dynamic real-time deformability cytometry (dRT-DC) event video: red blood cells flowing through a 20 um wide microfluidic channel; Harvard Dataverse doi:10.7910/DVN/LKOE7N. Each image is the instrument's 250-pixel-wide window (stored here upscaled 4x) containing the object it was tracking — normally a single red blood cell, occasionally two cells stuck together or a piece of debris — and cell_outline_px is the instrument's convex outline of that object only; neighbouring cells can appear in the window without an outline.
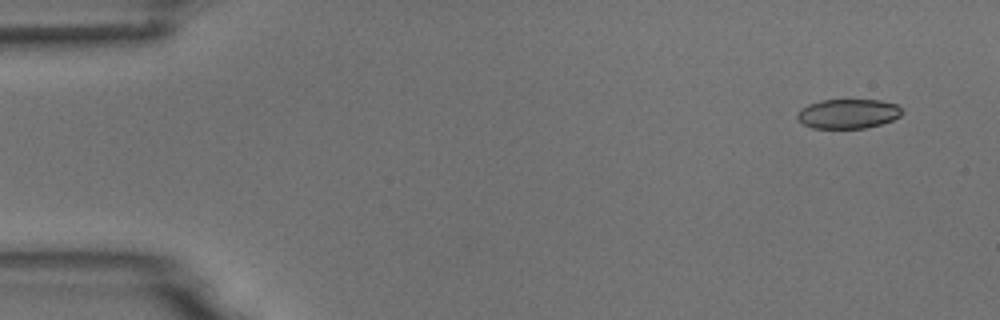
{"species": "common noctule bat (a hibernating species)", "species_latin": "Nyctalus noctula", "temperature_condition": "room temperature", "stored_images_in_passage": 5, "camera_frame_rate_fps": 3000, "um_per_image_px": 0.085, "animal": {"sex": "male", "body_mass_g": 18.8}, "frame": {"image": 1, "passage_image": 1, "time_ms": 0.0, "image_size_px": [1000, 320], "cell_outline_px": [[904, 112], [900, 116], [892, 120], [880, 124], [864, 128], [812, 128], [804, 124], [796, 116], [800, 108], [808, 104], [820, 100], [880, 100], [896, 104]], "centroid_in_image_um": [72.08, 9.66], "position_along_channel_um": 12.9, "area_um2": 17.98}}
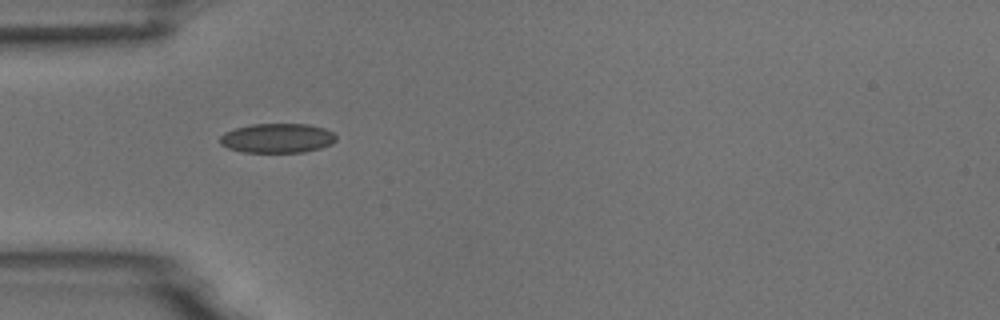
{"frame": {"image": 2, "passage_image": 4, "time_ms": 4.333, "image_size_px": [1000, 320], "cell_outline_px": [[336, 140], [332, 144], [320, 148], [304, 152], [244, 152], [228, 148], [220, 144], [220, 136], [224, 132], [236, 128], [252, 124], [308, 124], [324, 128], [332, 132], [336, 136]], "centroid_in_image_um": [23.57, 11.74], "position_along_channel_um": 61.4, "area_um2": 19.94}}